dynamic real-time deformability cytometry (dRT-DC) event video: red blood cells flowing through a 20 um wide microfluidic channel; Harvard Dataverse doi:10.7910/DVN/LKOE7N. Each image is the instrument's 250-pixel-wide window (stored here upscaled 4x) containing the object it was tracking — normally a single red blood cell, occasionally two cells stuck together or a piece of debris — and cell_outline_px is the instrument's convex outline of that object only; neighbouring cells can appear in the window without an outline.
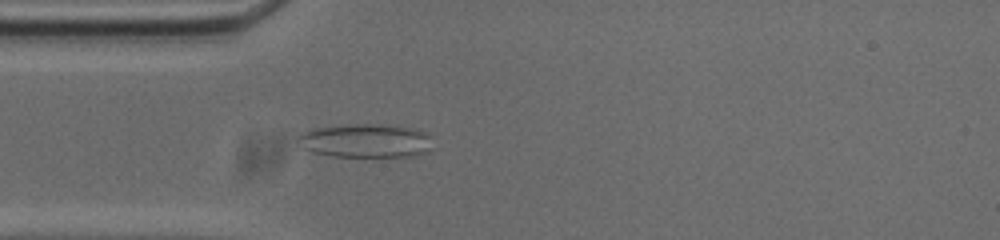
{"species": "common noctule bat (a hibernating species)", "species_latin": "Nyctalus noctula", "temperature_condition": "cold", "stored_images_in_passage": 54, "camera_frame_rate_fps": 3000, "um_per_image_px": 0.085, "animal": {"sex": "male", "body_mass_g": 20.0, "forearm_length_mm": 53.3}, "frame": {"image": 1, "passage_image": 14, "time_ms": 4.333, "image_size_px": [1000, 240], "cell_outline_px": [[428, 148], [424, 152], [408, 156], [332, 156], [312, 152], [304, 148], [296, 136], [308, 128], [344, 124], [380, 124], [412, 128], [424, 132], [428, 136]], "centroid_in_image_um": [30.95, 11.94], "position_along_channel_um": 54.0, "area_um2": 26.18}}
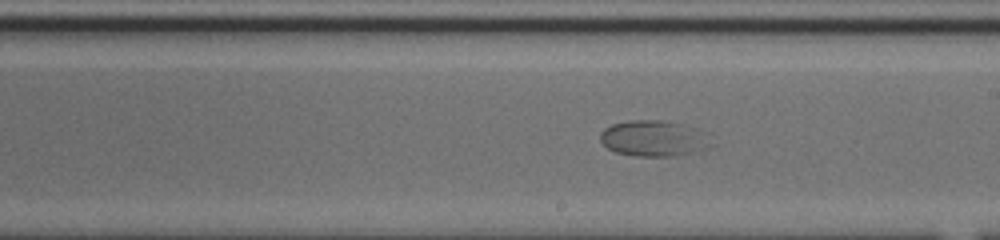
{"frame": {"image": 2, "passage_image": 29, "time_ms": 9.333, "image_size_px": [1000, 240], "cell_outline_px": [[712, 144], [708, 148], [672, 156], [636, 156], [616, 152], [608, 148], [600, 140], [600, 132], [604, 128], [612, 124], [628, 120], [668, 120], [708, 132]], "centroid_in_image_um": [55.58, 11.74], "position_along_channel_um": 233.4, "area_um2": 23.35}}
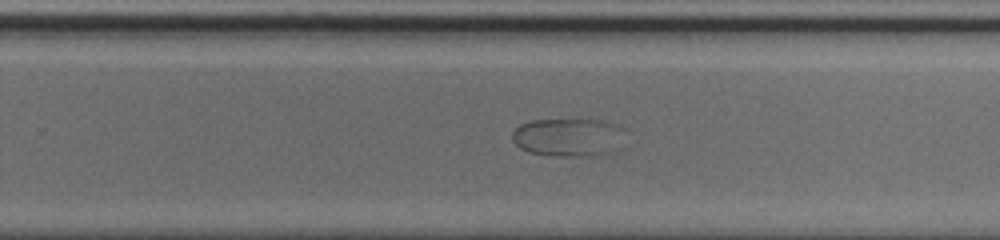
{"frame": {"image": 3, "passage_image": 33, "time_ms": 10.667, "image_size_px": [1000, 240], "cell_outline_px": [[624, 128], [620, 148], [616, 152], [596, 156], [552, 156], [528, 152], [520, 148], [512, 140], [512, 132], [520, 124], [532, 120], [604, 120], [620, 124]], "centroid_in_image_um": [48.37, 11.68], "position_along_channel_um": 281.4, "area_um2": 25.72}}